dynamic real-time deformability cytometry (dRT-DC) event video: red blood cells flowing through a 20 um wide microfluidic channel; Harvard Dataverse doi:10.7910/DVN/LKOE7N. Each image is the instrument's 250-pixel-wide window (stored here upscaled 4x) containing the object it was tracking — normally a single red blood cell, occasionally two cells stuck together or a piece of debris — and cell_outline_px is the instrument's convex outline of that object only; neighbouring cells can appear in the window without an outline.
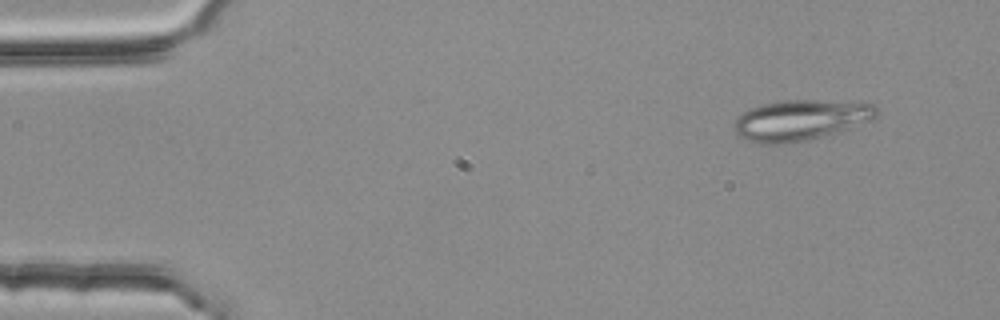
{"species": "common noctule bat (a hibernating species)", "species_latin": "Nyctalus noctula", "temperature_condition": "room temperature", "stored_images_in_passage": 50, "segment_of_instrument_passage": [1, 2], "camera_frame_rate_fps": 3000, "um_per_image_px": 0.085, "animal": {"sex": "female", "body_mass_g": 25.1}, "frame": {"image": 1, "passage_image": 1, "time_ms": 0.0, "image_size_px": [1000, 320], "cell_outline_px": [[876, 116], [868, 120], [808, 140], [780, 144], [760, 144], [748, 140], [740, 136], [732, 128], [732, 124], [736, 116], [760, 104], [780, 100], [816, 100], [872, 104], [876, 108]], "centroid_in_image_um": [67.9, 10.2], "position_along_channel_um": 17.1, "area_um2": 33.0}}